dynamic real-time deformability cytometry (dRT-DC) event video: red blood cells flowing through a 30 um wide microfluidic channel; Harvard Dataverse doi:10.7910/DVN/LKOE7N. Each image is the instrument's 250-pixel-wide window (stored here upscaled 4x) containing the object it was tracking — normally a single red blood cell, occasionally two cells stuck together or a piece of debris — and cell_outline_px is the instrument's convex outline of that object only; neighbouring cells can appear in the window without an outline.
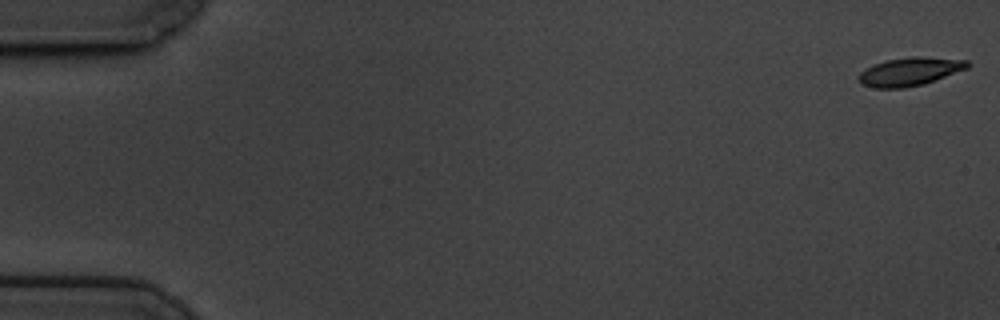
{"species": "common noctule bat (a hibernating species)", "species_latin": "Nyctalus noctula", "temperature_condition": "cold", "stored_images_in_passage": 20, "camera_frame_rate_fps": 3000, "um_per_image_px": 0.085, "animal": {"sex": "male", "body_mass_g": 19.5, "forearm_length_mm": 54.6}, "frame": {"image": 1, "passage_image": 1, "time_ms": 0.0, "image_size_px": [1000, 320], "cell_outline_px": [[968, 68], [924, 84], [904, 88], [876, 88], [860, 84], [856, 80], [856, 76], [864, 68], [872, 64], [888, 60], [912, 56], [916, 56], [968, 60]], "centroid_in_image_um": [77.25, 6.09], "position_along_channel_um": 7.7, "area_um2": 18.09}}
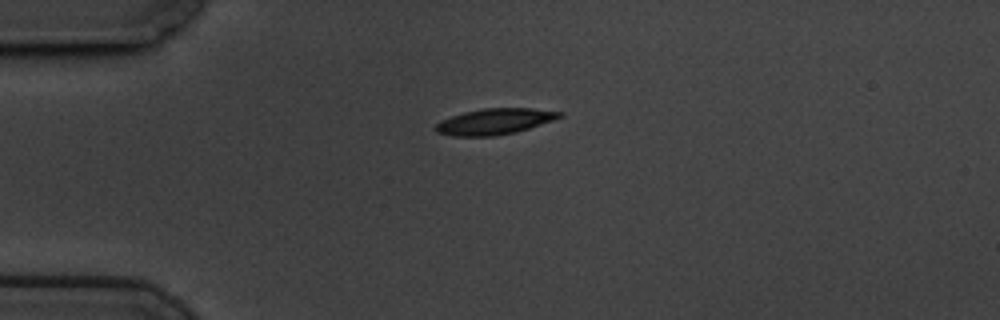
{"frame": {"image": 2, "passage_image": 15, "time_ms": 4.667, "image_size_px": [1000, 320], "cell_outline_px": [[564, 116], [516, 132], [496, 136], [452, 136], [436, 132], [432, 128], [440, 120], [464, 112], [484, 108], [532, 108], [564, 112]], "centroid_in_image_um": [42.02, 10.33], "position_along_channel_um": 43.0, "area_um2": 18.79}}
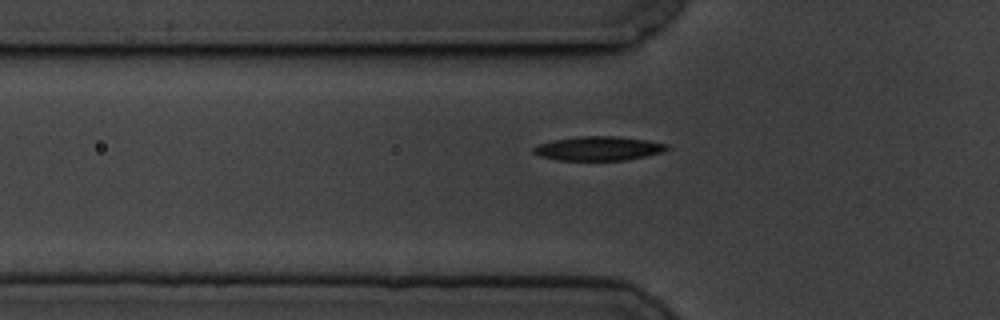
{"frame": {"image": 3, "passage_image": 20, "time_ms": 6.333, "image_size_px": [1000, 320], "cell_outline_px": [[672, 148], [660, 152], [644, 156], [624, 160], [556, 160], [540, 156], [532, 152], [532, 148], [540, 144], [556, 140], [580, 136], [616, 136], [648, 140], [668, 144]], "centroid_in_image_um": [50.89, 12.62], "position_along_channel_um": 74.9, "area_um2": 18.61}}